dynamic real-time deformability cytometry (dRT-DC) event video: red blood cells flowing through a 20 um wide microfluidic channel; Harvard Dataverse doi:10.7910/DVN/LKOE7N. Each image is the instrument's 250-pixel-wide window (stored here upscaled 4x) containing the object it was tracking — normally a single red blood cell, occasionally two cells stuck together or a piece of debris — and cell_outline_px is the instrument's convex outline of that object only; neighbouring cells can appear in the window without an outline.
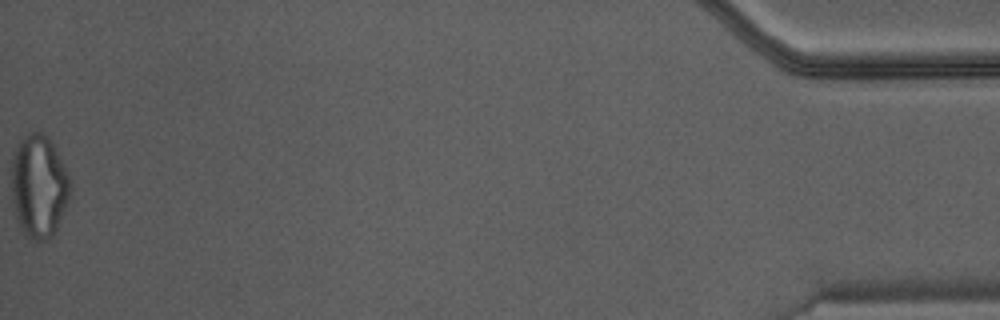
{"species": "Egyptian fruit bat (a non-hibernating species)", "species_latin": "Rousettus aegyptiacus", "temperature_condition": "warm", "stored_images_in_passage": 33, "camera_frame_rate_fps": 3000, "um_per_image_px": 0.085, "animal": {"sex": "male"}, "frame": {"image": 1, "passage_image": 33, "time_ms": 10.667, "image_size_px": [1000, 320], "cell_outline_px": [[72, 192], [56, 228], [52, 236], [44, 240], [28, 240], [16, 220], [12, 204], [12, 152], [20, 140], [28, 132], [40, 132], [48, 136], [72, 184]], "centroid_in_image_um": [3.28, 15.84], "position_along_channel_um": 431.9, "area_um2": 35.32}}